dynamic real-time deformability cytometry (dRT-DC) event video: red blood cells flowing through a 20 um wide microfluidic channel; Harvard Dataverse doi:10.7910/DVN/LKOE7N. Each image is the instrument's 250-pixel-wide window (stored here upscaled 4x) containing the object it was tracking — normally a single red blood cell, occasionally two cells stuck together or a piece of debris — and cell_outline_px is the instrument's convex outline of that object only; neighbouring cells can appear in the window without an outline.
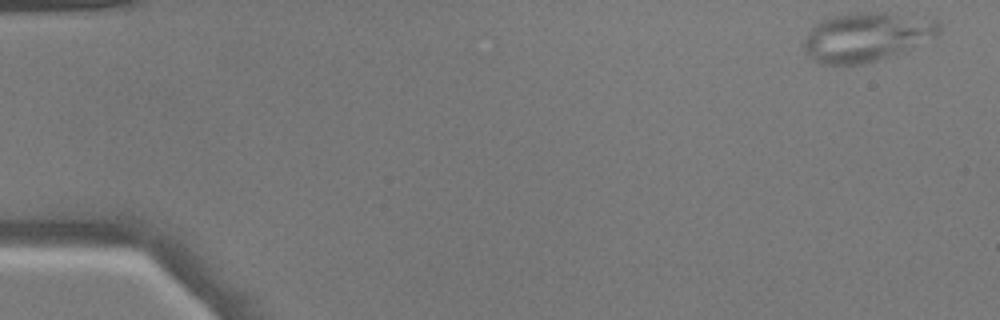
{"species": "common noctule bat (a hibernating species)", "species_latin": "Nyctalus noctula", "temperature_condition": "warm", "stored_images_in_passage": 49, "camera_frame_rate_fps": 3000, "um_per_image_px": 0.085, "animal": {"sex": "male", "body_mass_g": 17.9}, "frame": {"image": 1, "passage_image": 1, "time_ms": 0.0, "image_size_px": [1000, 320], "cell_outline_px": [[940, 32], [936, 36], [908, 48], [888, 56], [876, 60], [860, 64], [820, 64], [804, 48], [804, 40], [812, 28], [820, 20], [832, 16], [856, 12], [884, 12], [936, 20], [940, 24]], "centroid_in_image_um": [73.64, 3.11], "position_along_channel_um": 11.4, "area_um2": 37.74}}
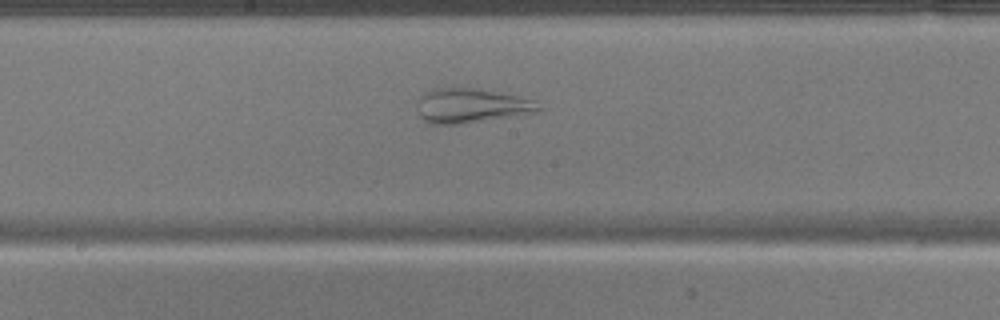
{"frame": {"image": 2, "passage_image": 26, "time_ms": 8.333, "image_size_px": [1000, 320], "cell_outline_px": [[540, 108], [536, 112], [464, 124], [428, 124], [420, 116], [416, 104], [416, 100], [424, 92], [432, 88], [480, 88], [516, 96], [532, 100]], "centroid_in_image_um": [39.95, 8.98], "position_along_channel_um": 208.2, "area_um2": 24.39}}
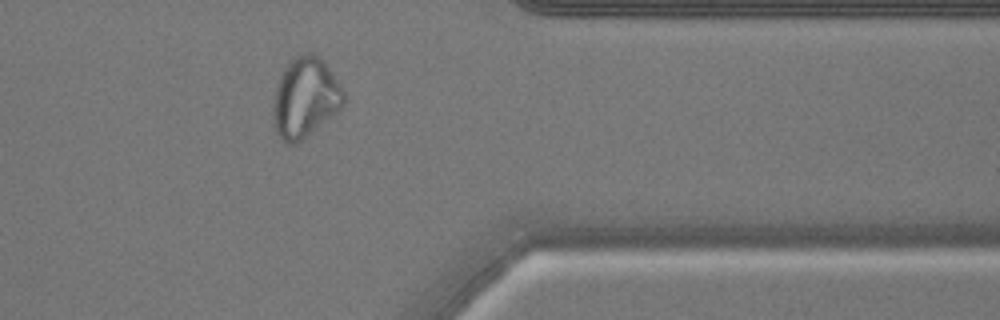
{"frame": {"image": 3, "passage_image": 40, "time_ms": 13.0, "image_size_px": [1000, 320], "cell_outline_px": [[344, 104], [336, 112], [300, 140], [292, 144], [284, 144], [280, 140], [272, 124], [272, 104], [276, 84], [284, 68], [296, 56], [304, 52], [312, 52], [324, 60], [340, 84], [344, 92]], "centroid_in_image_um": [25.9, 8.29], "position_along_channel_um": 385.5, "area_um2": 32.95}}